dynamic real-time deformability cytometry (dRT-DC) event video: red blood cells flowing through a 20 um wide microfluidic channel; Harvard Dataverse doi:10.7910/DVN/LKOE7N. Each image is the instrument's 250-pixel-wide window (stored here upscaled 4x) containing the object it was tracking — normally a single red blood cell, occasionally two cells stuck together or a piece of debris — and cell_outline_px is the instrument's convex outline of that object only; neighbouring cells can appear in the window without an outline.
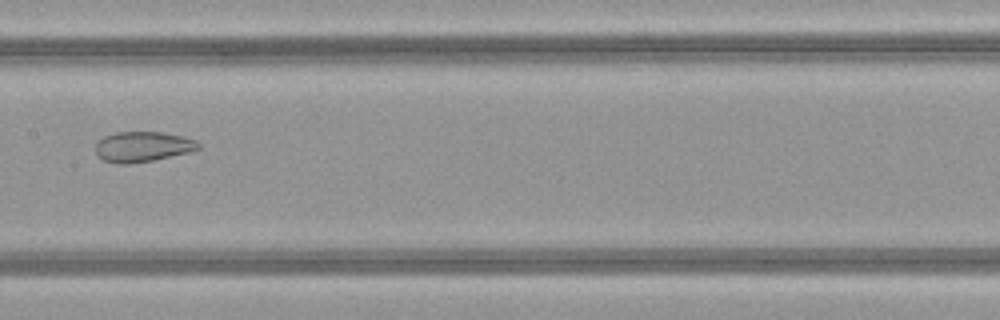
{"species": "common noctule bat (a hibernating species)", "species_latin": "Nyctalus noctula", "temperature_condition": "warm", "stored_images_in_passage": 48, "camera_frame_rate_fps": 3000, "um_per_image_px": 0.085, "animal": {"sex": "female", "body_mass_g": 21.9}, "frame": {"image": 1, "passage_image": 26, "time_ms": 8.333, "image_size_px": [1000, 320], "cell_outline_px": [[200, 148], [188, 152], [152, 160], [128, 164], [116, 164], [104, 160], [96, 156], [96, 144], [104, 136], [116, 132], [160, 132], [184, 136], [196, 140], [200, 144]], "centroid_in_image_um": [12.11, 12.47], "position_along_channel_um": 195.3, "area_um2": 18.09}}
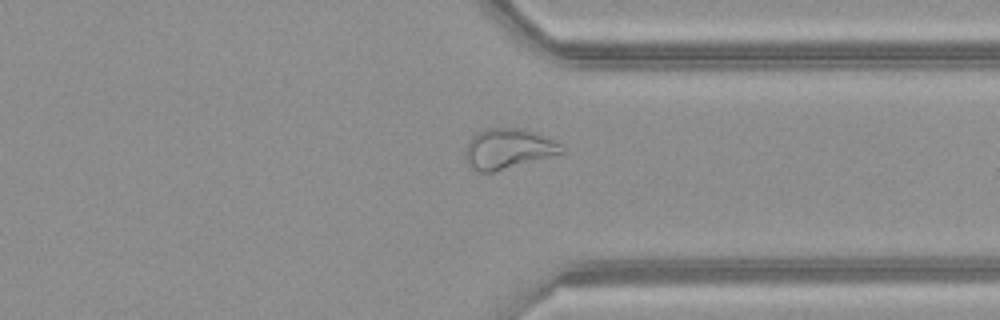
{"frame": {"image": 2, "passage_image": 36, "time_ms": 11.667, "image_size_px": [1000, 320], "cell_outline_px": [[564, 152], [492, 172], [476, 172], [468, 168], [464, 152], [468, 140], [476, 132], [484, 128], [520, 128], [532, 132], [552, 140], [560, 144], [564, 148]], "centroid_in_image_um": [43.08, 12.65], "position_along_channel_um": 368.3, "area_um2": 22.37}}
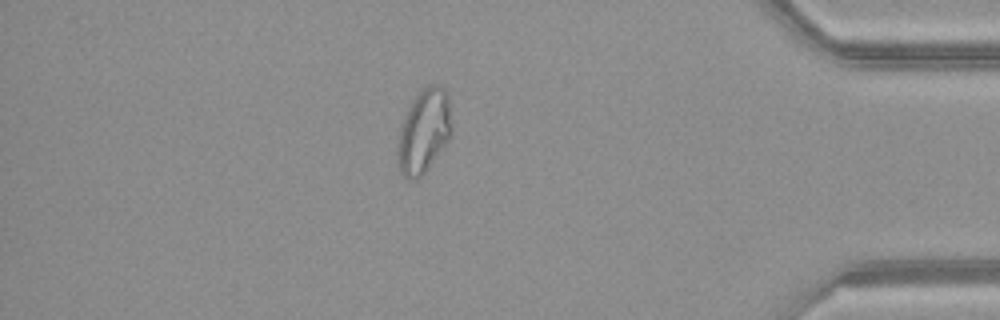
{"frame": {"image": 3, "passage_image": 41, "time_ms": 13.333, "image_size_px": [1000, 320], "cell_outline_px": [[452, 132], [448, 140], [424, 172], [416, 180], [408, 180], [400, 172], [396, 160], [396, 144], [400, 124], [412, 100], [428, 84], [440, 84], [448, 92], [452, 128]], "centroid_in_image_um": [36.0, 11.14], "position_along_channel_um": 399.2, "area_um2": 26.76}, "authors_computed_cell_mechanics": {"area_um2": 26.6458, "velocity_mm_per_s": 4.1702, "shape_relaxation_time_tau1_ms": null, "shape_relaxation_time_tau2_ms": 2.1602, "deformation_change_tau1": null, "deformation_change_tau2": 0.0984}}